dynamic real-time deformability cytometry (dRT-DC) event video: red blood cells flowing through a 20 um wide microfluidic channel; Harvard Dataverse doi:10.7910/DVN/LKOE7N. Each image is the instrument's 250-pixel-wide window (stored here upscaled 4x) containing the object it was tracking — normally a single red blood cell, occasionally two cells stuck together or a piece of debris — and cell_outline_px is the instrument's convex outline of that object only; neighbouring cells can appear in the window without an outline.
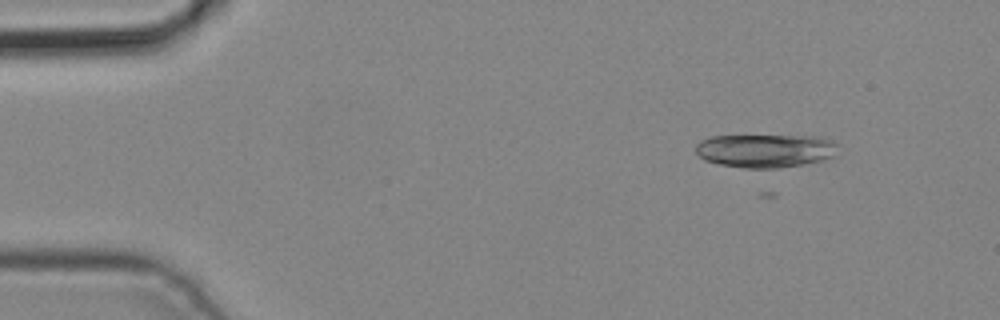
{"species": "common noctule bat (a hibernating species)", "species_latin": "Nyctalus noctula", "temperature_condition": "cold", "stored_images_in_passage": 5, "camera_frame_rate_fps": 3000, "um_per_image_px": 0.085, "animal": {"sex": "male", "body_mass_g": 19.2, "forearm_length_mm": 51.8}, "frame": {"image": 1, "passage_image": 2, "time_ms": 0.333, "image_size_px": [1000, 320], "cell_outline_px": [[840, 144], [836, 156], [820, 160], [800, 164], [776, 168], [744, 168], [720, 164], [704, 160], [696, 152], [696, 144], [700, 140], [712, 136], [816, 136], [832, 140]], "centroid_in_image_um": [65.08, 12.8], "position_along_channel_um": 19.9, "area_um2": 27.74}}